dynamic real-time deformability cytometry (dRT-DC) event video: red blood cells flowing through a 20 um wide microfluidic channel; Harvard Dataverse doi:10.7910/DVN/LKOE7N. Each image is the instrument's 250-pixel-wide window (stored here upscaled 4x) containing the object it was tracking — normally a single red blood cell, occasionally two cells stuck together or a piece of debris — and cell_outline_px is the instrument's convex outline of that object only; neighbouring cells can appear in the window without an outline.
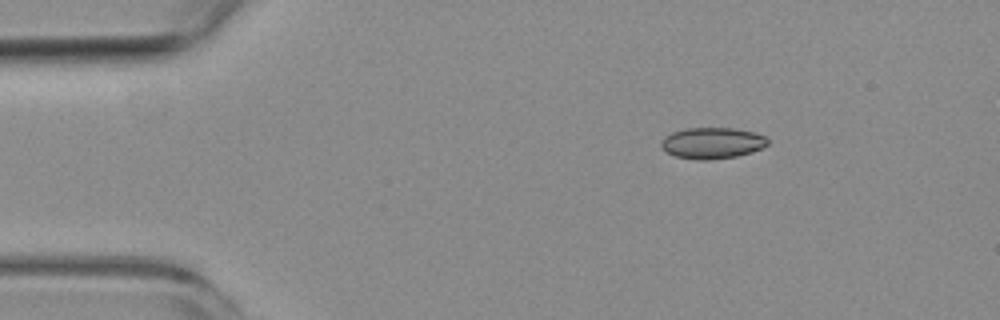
{"species": "common noctule bat (a hibernating species)", "species_latin": "Nyctalus noctula", "temperature_condition": "room temperature", "stored_images_in_passage": 4, "camera_frame_rate_fps": 3000, "um_per_image_px": 0.085, "animal": {"sex": "female", "body_mass_g": 19.3, "forearm_length_mm": 54.1}, "frame": {"image": 1, "passage_image": 2, "time_ms": 1.333, "image_size_px": [1000, 320], "cell_outline_px": [[768, 144], [752, 152], [736, 156], [708, 160], [696, 160], [676, 156], [668, 152], [660, 144], [660, 140], [664, 136], [672, 132], [688, 128], [732, 128], [756, 132], [764, 136], [768, 140]], "centroid_in_image_um": [60.53, 12.15], "position_along_channel_um": 24.5, "area_um2": 19.31}}